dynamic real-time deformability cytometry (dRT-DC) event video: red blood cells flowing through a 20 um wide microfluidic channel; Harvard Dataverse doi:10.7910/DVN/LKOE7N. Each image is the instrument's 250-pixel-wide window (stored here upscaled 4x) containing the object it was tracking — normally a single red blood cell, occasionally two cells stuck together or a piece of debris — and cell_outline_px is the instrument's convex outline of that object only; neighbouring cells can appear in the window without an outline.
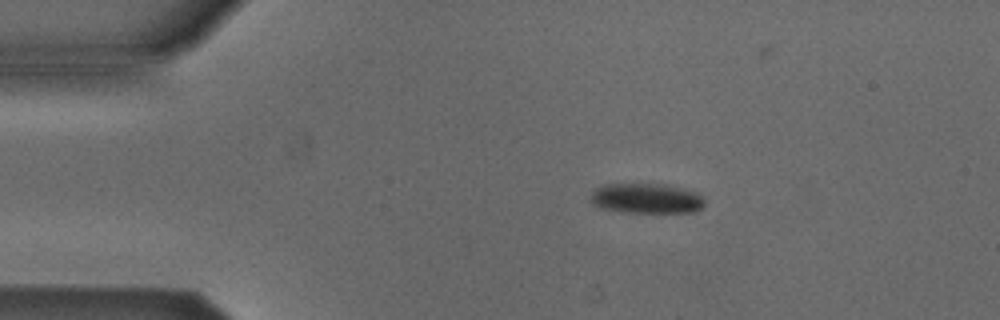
{"species": "Egyptian fruit bat (a non-hibernating species)", "species_latin": "Rousettus aegyptiacus", "temperature_condition": "cold", "stored_images_in_passage": 4, "camera_frame_rate_fps": 3000, "um_per_image_px": 0.085, "animal": {"sex": "male"}, "frame": {"image": 1, "passage_image": 2, "time_ms": 0.333, "image_size_px": [1000, 320], "cell_outline_px": [[704, 204], [700, 208], [692, 212], [628, 212], [604, 208], [592, 204], [592, 192], [596, 188], [604, 184], [664, 184], [696, 192], [704, 200]], "centroid_in_image_um": [54.94, 16.86], "position_along_channel_um": 30.1, "area_um2": 19.59}}
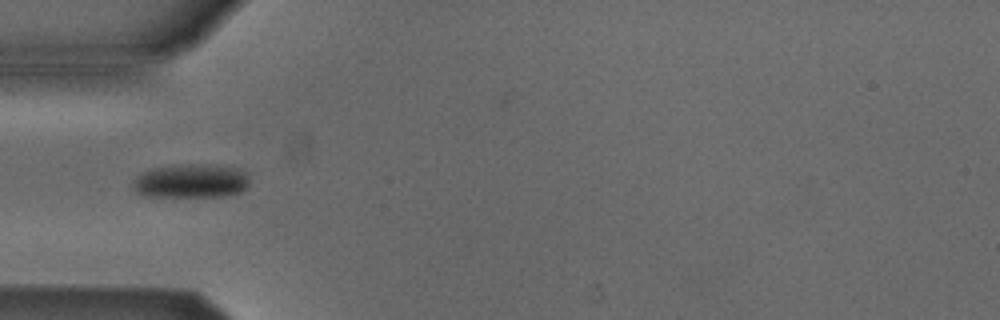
{"frame": {"image": 2, "passage_image": 4, "time_ms": 1.0, "image_size_px": [1000, 320], "cell_outline_px": [[248, 188], [232, 196], [144, 196], [136, 192], [132, 188], [132, 180], [136, 176], [152, 168], [180, 164], [208, 164], [236, 168], [248, 172]], "centroid_in_image_um": [16.25, 15.38], "position_along_channel_um": 68.8, "area_um2": 23.41}}